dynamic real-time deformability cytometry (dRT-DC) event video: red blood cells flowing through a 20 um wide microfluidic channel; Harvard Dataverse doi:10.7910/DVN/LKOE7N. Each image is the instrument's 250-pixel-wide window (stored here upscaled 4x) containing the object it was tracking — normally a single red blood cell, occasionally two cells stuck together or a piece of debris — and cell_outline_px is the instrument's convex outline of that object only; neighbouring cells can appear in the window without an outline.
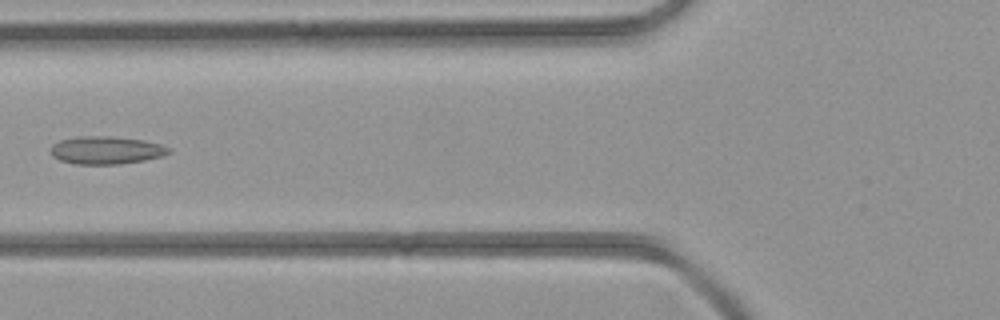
{"species": "common noctule bat (a hibernating species)", "species_latin": "Nyctalus noctula", "temperature_condition": "room temperature", "stored_images_in_passage": 6, "camera_frame_rate_fps": 3000, "um_per_image_px": 0.085, "animal": {"sex": "female", "body_mass_g": 21.9}, "frame": {"image": 1, "passage_image": 6, "time_ms": 6.667, "image_size_px": [1000, 320], "cell_outline_px": [[172, 152], [164, 156], [144, 160], [120, 164], [76, 164], [60, 160], [52, 156], [52, 144], [60, 140], [76, 136], [112, 136], [144, 140], [160, 144], [172, 148]], "centroid_in_image_um": [9.07, 12.76], "position_along_channel_um": 116.7, "area_um2": 19.31}}